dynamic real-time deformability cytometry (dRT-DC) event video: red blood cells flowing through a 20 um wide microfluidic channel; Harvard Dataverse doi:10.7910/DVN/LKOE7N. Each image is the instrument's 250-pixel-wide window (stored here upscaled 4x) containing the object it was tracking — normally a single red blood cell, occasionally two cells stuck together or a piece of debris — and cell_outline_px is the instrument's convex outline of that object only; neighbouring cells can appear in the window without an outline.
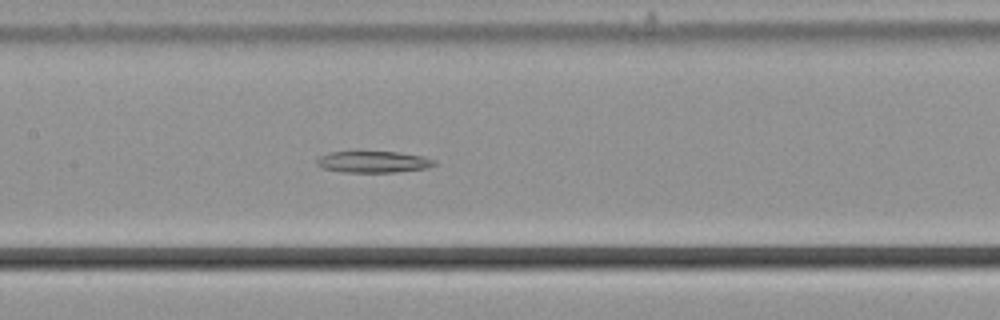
{"species": "common noctule bat (a hibernating species)", "species_latin": "Nyctalus noctula", "temperature_condition": "cold", "stored_images_in_passage": 57, "segment_of_instrument_passage": [2, 2], "camera_frame_rate_fps": 3000, "um_per_image_px": 0.085, "animal": {"sex": "male", "body_mass_g": 21.5, "forearm_length_mm": 52.0}, "frame": {"image": 1, "passage_image": 27, "time_ms": 8.667, "image_size_px": [1000, 320], "cell_outline_px": [[436, 164], [428, 168], [396, 172], [340, 172], [324, 168], [316, 164], [316, 160], [320, 156], [332, 152], [396, 152], [424, 156], [436, 160]], "centroid_in_image_um": [31.77, 13.76], "position_along_channel_um": 175.6, "area_um2": 14.68}}
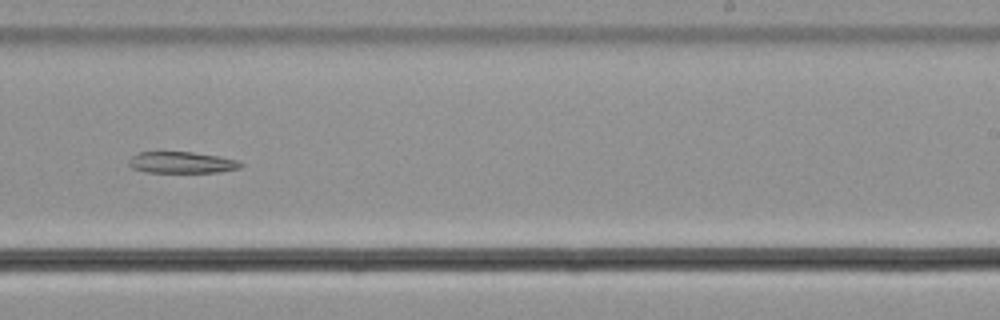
{"frame": {"image": 2, "passage_image": 35, "time_ms": 11.333, "image_size_px": [1000, 320], "cell_outline_px": [[244, 164], [240, 168], [220, 172], [148, 172], [132, 168], [128, 164], [128, 160], [132, 156], [140, 152], [192, 152], [240, 160]], "centroid_in_image_um": [15.47, 13.81], "position_along_channel_um": 273.5, "area_um2": 13.93}}
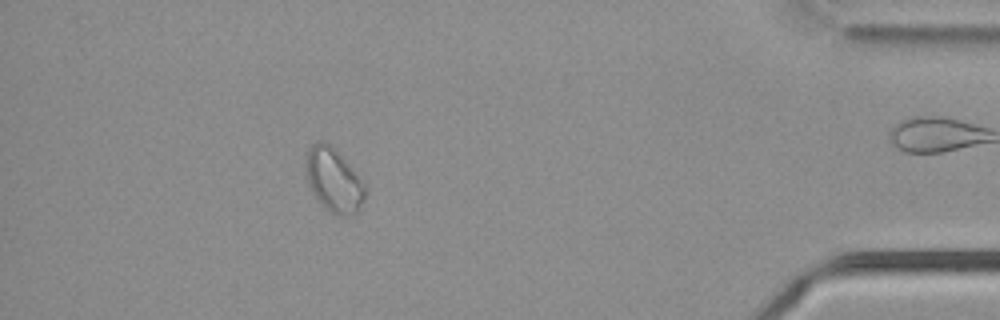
{"frame": {"image": 3, "passage_image": 50, "time_ms": 16.333, "image_size_px": [1000, 320], "cell_outline_px": [[368, 192], [364, 200], [356, 212], [348, 216], [336, 216], [320, 204], [312, 192], [308, 184], [304, 168], [304, 156], [308, 148], [312, 144], [320, 140], [324, 140], [364, 180]], "centroid_in_image_um": [28.35, 15.32], "position_along_channel_um": 406.9, "area_um2": 22.43}}